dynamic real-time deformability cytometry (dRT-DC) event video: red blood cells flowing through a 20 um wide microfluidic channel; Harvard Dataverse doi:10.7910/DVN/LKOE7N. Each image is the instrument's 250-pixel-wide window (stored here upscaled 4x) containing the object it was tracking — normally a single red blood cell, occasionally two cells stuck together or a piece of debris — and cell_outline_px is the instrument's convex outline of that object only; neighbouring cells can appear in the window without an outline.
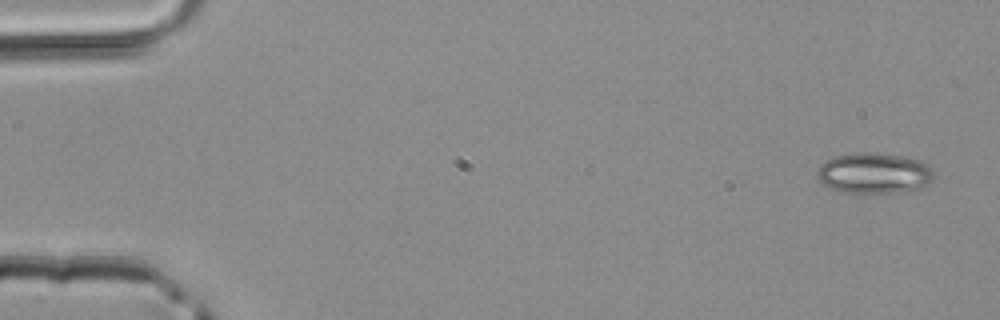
{"species": "common noctule bat (a hibernating species)", "species_latin": "Nyctalus noctula", "temperature_condition": "room temperature", "stored_images_in_passage": 4, "camera_frame_rate_fps": 3000, "um_per_image_px": 0.085, "animal": {"sex": "male", "body_mass_g": 20.4}, "frame": {"image": 1, "passage_image": 1, "time_ms": 0.0, "image_size_px": [1000, 320], "cell_outline_px": [[932, 180], [920, 188], [904, 192], [840, 192], [824, 184], [820, 180], [816, 172], [820, 164], [824, 160], [832, 156], [856, 152], [868, 152], [908, 156], [924, 160], [932, 168]], "centroid_in_image_um": [74.31, 14.68], "position_along_channel_um": 10.7, "area_um2": 27.98}}